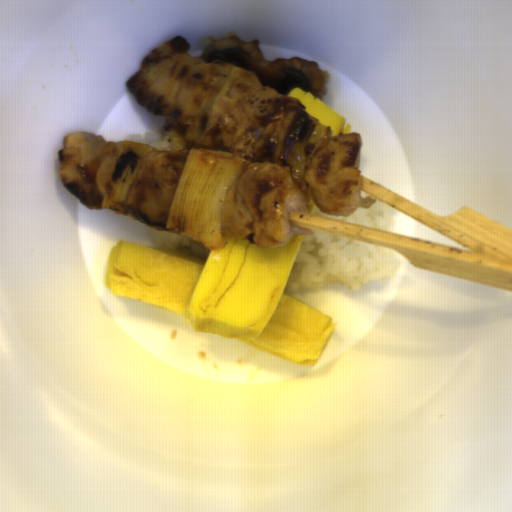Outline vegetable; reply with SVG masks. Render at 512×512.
<instances>
[{"instance_id":"1","label":"vegetable","mask_w":512,"mask_h":512,"mask_svg":"<svg viewBox=\"0 0 512 512\" xmlns=\"http://www.w3.org/2000/svg\"><path fill=\"white\" fill-rule=\"evenodd\" d=\"M248 162L235 154L191 148L169 207L166 229L209 250H225L223 198Z\"/></svg>"},{"instance_id":"2","label":"vegetable","mask_w":512,"mask_h":512,"mask_svg":"<svg viewBox=\"0 0 512 512\" xmlns=\"http://www.w3.org/2000/svg\"><path fill=\"white\" fill-rule=\"evenodd\" d=\"M332 126L301 109L276 113L261 134L251 158L289 166L291 178L299 184L305 176V160L309 151L326 136Z\"/></svg>"},{"instance_id":"3","label":"vegetable","mask_w":512,"mask_h":512,"mask_svg":"<svg viewBox=\"0 0 512 512\" xmlns=\"http://www.w3.org/2000/svg\"><path fill=\"white\" fill-rule=\"evenodd\" d=\"M246 68L224 61L214 88L207 95L198 116L183 130L176 132L185 148L214 151V133L224 114L236 104L231 97V86Z\"/></svg>"},{"instance_id":"4","label":"vegetable","mask_w":512,"mask_h":512,"mask_svg":"<svg viewBox=\"0 0 512 512\" xmlns=\"http://www.w3.org/2000/svg\"><path fill=\"white\" fill-rule=\"evenodd\" d=\"M153 148L143 142L121 139L107 171L102 208L127 200L143 159Z\"/></svg>"}]
</instances>
